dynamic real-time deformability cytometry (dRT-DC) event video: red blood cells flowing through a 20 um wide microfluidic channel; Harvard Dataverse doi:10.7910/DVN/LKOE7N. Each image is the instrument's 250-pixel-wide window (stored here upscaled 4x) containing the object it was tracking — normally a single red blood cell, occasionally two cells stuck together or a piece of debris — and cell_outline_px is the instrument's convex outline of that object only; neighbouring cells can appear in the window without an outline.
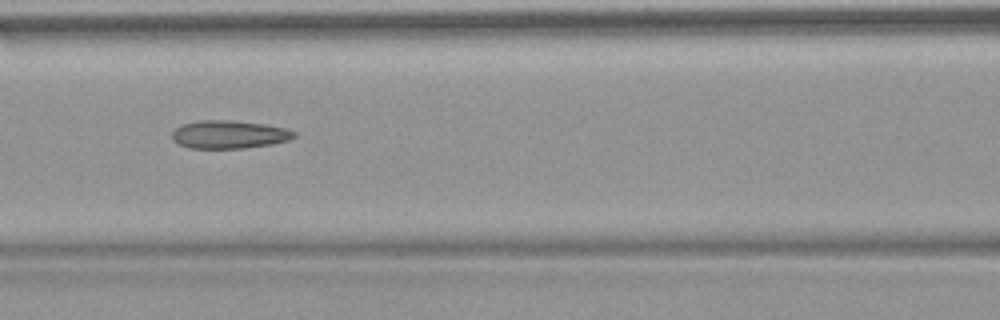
{"species": "common noctule bat (a hibernating species)", "species_latin": "Nyctalus noctula", "temperature_condition": "warm", "stored_images_in_passage": 52, "camera_frame_rate_fps": 3000, "um_per_image_px": 0.085, "animal": {"sex": "female", "body_mass_g": 18.4}, "frame": {"image": 1, "passage_image": 23, "time_ms": 7.333, "image_size_px": [1000, 320], "cell_outline_px": [[296, 136], [288, 140], [272, 144], [244, 148], [188, 148], [172, 140], [172, 132], [180, 124], [200, 120], [228, 120], [264, 124], [284, 128], [296, 132]], "centroid_in_image_um": [19.44, 11.43], "position_along_channel_um": 147.2, "area_um2": 19.94}, "authors_computed_cell_mechanics": {"area_um2": 20.4323, "velocity_mm_per_s": 3.8292, "shape_relaxation_time_tau1_ms": null, "shape_relaxation_time_tau2_ms": 2.8652, "deformation_change_tau1": null, "deformation_change_tau2": 0.1228}}